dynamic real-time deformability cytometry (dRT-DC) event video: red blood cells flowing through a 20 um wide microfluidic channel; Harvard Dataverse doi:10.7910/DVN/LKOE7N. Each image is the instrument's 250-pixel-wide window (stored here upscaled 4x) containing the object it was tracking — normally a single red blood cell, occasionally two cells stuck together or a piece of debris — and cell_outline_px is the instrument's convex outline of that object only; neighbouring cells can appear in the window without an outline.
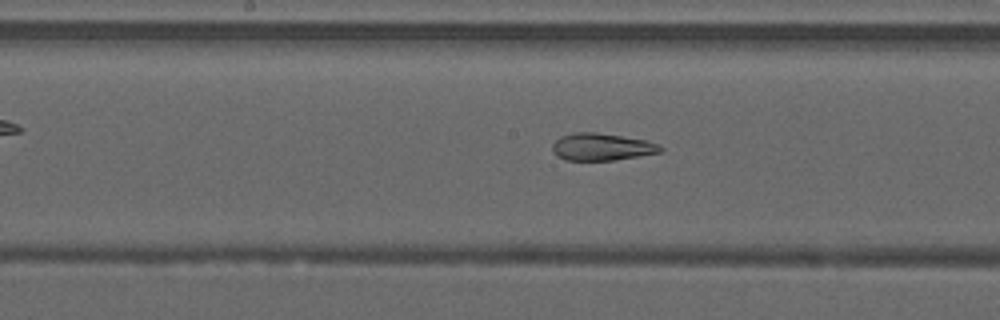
{"species": "common noctule bat (a hibernating species)", "species_latin": "Nyctalus noctula", "temperature_condition": "warm", "stored_images_in_passage": 40, "camera_frame_rate_fps": 3000, "um_per_image_px": 0.085, "animal": {"sex": "male", "forearm_length_mm": 52.5}, "frame": {"image": 1, "passage_image": 17, "time_ms": 5.333, "image_size_px": [1000, 320], "cell_outline_px": [[664, 148], [660, 152], [612, 160], [564, 160], [556, 156], [552, 152], [552, 144], [560, 136], [572, 132], [596, 132], [644, 140], [660, 144]], "centroid_in_image_um": [51.09, 12.48], "position_along_channel_um": 197.1, "area_um2": 17.11}}
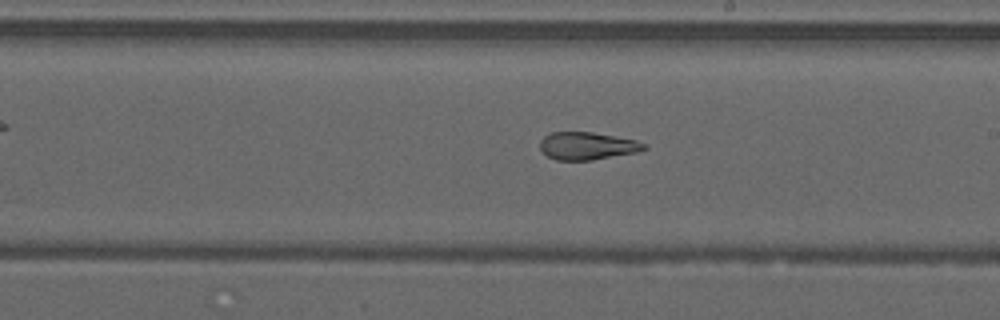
{"frame": {"image": 2, "passage_image": 20, "time_ms": 6.333, "image_size_px": [1000, 320], "cell_outline_px": [[648, 148], [636, 152], [592, 160], [556, 160], [548, 156], [540, 148], [540, 140], [544, 136], [552, 132], [592, 132], [636, 140], [644, 144]], "centroid_in_image_um": [49.89, 12.4], "position_along_channel_um": 239.1, "area_um2": 16.59}}
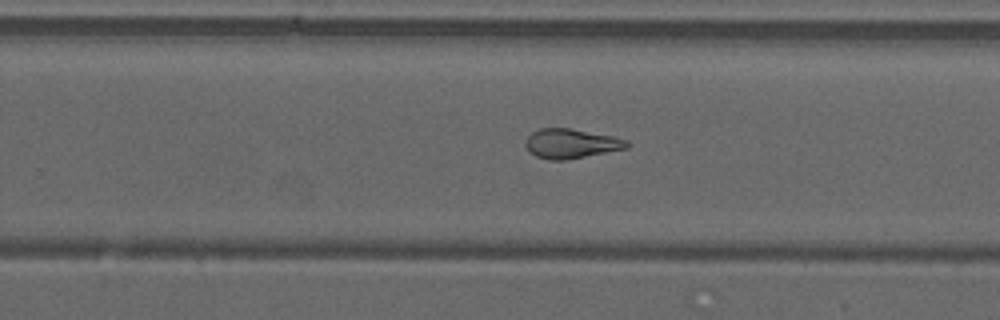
{"frame": {"image": 3, "passage_image": 23, "time_ms": 7.333, "image_size_px": [1000, 320], "cell_outline_px": [[632, 144], [628, 148], [568, 160], [548, 160], [536, 156], [528, 152], [524, 144], [528, 136], [532, 132], [540, 128], [572, 128], [612, 136], [628, 140]], "centroid_in_image_um": [48.55, 12.21], "position_along_channel_um": 281.2, "area_um2": 17.74}, "authors_computed_cell_mechanics": {"area_um2": 18.9006, "velocity_mm_per_s": 4.2338, "shape_relaxation_time_tau1_ms": null, "shape_relaxation_time_tau2_ms": 2.3656, "deformation_change_tau1": null, "deformation_change_tau2": 0.1232}}